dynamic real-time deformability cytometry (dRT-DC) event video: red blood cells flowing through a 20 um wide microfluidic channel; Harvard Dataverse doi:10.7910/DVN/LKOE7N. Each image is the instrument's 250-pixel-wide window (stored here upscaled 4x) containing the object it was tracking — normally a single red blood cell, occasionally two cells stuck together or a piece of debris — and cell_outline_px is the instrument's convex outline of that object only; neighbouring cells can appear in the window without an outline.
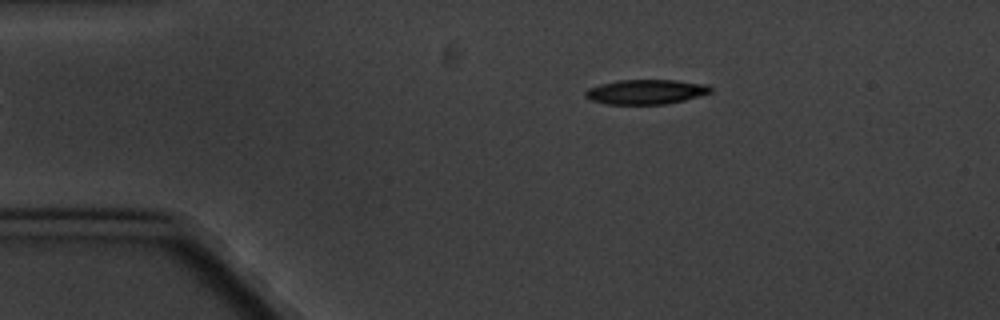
{"species": "common noctule bat (a hibernating species)", "species_latin": "Nyctalus noctula", "temperature_condition": "cold", "stored_images_in_passage": 6, "camera_frame_rate_fps": 3000, "um_per_image_px": 0.085, "animal": {"sex": "male", "body_mass_g": 20.1, "forearm_length_mm": 53.5}, "frame": {"image": 1, "passage_image": 6, "time_ms": 6.667, "image_size_px": [1000, 320], "cell_outline_px": [[712, 92], [684, 100], [664, 104], [608, 104], [592, 100], [584, 96], [584, 92], [588, 88], [600, 84], [620, 80], [676, 80], [708, 84], [712, 88]], "centroid_in_image_um": [54.91, 7.8], "position_along_channel_um": 30.1, "area_um2": 17.98}}